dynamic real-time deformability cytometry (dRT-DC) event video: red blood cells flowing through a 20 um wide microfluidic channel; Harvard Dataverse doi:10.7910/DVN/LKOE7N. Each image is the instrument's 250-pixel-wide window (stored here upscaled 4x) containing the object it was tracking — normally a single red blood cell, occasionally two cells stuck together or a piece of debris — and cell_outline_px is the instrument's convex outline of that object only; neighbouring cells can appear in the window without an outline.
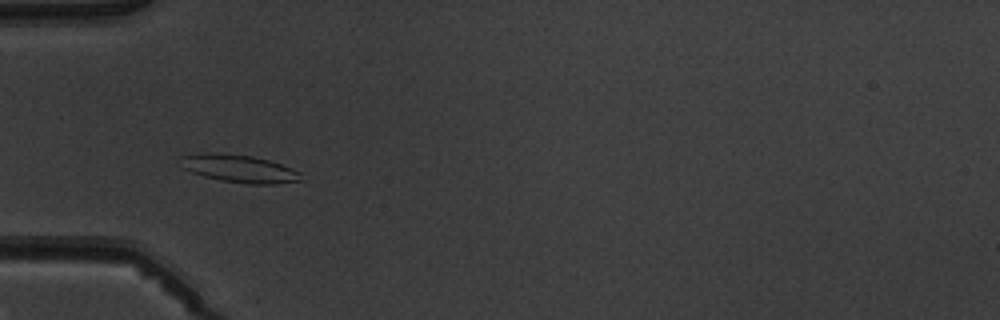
{"species": "common noctule bat (a hibernating species)", "species_latin": "Nyctalus noctula", "temperature_condition": "warm", "stored_images_in_passage": 6, "camera_frame_rate_fps": 3000, "um_per_image_px": 0.085, "animal": {"sex": "male", "body_mass_g": 19.5, "forearm_length_mm": 54.6}, "frame": {"image": 1, "passage_image": 4, "time_ms": 3.333, "image_size_px": [1000, 320], "cell_outline_px": [[300, 180], [276, 184], [248, 184], [220, 180], [204, 176], [192, 172], [184, 168], [180, 156], [204, 152], [208, 152], [252, 156], [268, 160], [280, 164], [300, 172]], "centroid_in_image_um": [20.31, 14.33], "position_along_channel_um": 64.7, "area_um2": 19.13}}
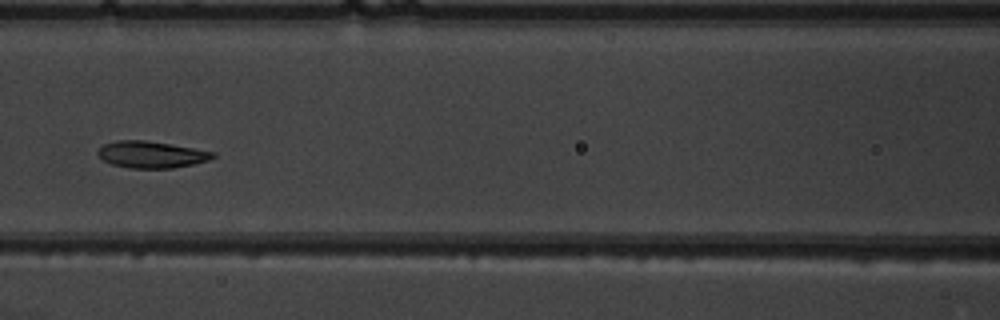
{"frame": {"image": 2, "passage_image": 6, "time_ms": 5.667, "image_size_px": [1000, 320], "cell_outline_px": [[216, 156], [208, 160], [192, 164], [172, 168], [128, 168], [112, 164], [104, 160], [96, 152], [104, 144], [116, 140], [144, 140], [216, 152]], "centroid_in_image_um": [12.85, 13.14], "position_along_channel_um": 153.7, "area_um2": 17.69}}